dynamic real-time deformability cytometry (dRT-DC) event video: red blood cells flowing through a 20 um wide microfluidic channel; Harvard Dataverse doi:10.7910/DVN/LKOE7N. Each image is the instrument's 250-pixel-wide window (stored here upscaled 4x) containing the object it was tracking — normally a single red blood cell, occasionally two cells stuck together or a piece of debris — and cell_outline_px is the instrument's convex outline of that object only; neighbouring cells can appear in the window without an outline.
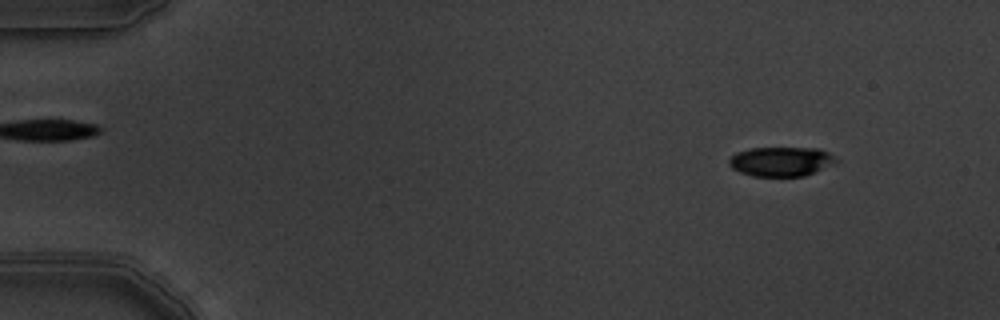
{"species": "common noctule bat (a hibernating species)", "species_latin": "Nyctalus noctula", "temperature_condition": "warm", "stored_images_in_passage": 8, "camera_frame_rate_fps": 3000, "um_per_image_px": 0.085, "animal": {"sex": "male", "body_mass_g": 19.5, "forearm_length_mm": 54.6}, "frame": {"image": 1, "passage_image": 1, "time_ms": 0.0, "image_size_px": [1000, 320], "cell_outline_px": [[840, 160], [804, 176], [752, 176], [740, 172], [732, 168], [728, 164], [728, 160], [736, 152], [752, 148], [820, 148], [828, 152]], "centroid_in_image_um": [66.37, 13.72], "position_along_channel_um": 18.6, "area_um2": 18.26}}
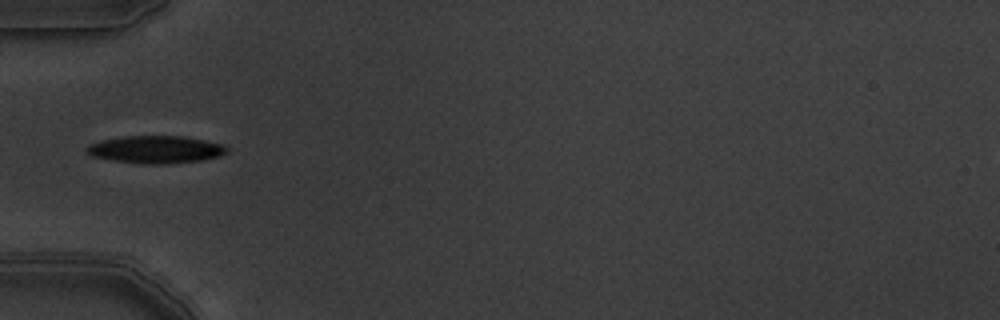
{"frame": {"image": 2, "passage_image": 4, "time_ms": 1.0, "image_size_px": [1000, 320], "cell_outline_px": [[228, 152], [220, 156], [200, 160], [164, 164], [148, 164], [116, 160], [92, 156], [84, 148], [88, 144], [100, 140], [124, 136], [184, 136], [224, 144], [228, 148]], "centroid_in_image_um": [13.26, 12.69], "position_along_channel_um": 71.7, "area_um2": 22.37}}